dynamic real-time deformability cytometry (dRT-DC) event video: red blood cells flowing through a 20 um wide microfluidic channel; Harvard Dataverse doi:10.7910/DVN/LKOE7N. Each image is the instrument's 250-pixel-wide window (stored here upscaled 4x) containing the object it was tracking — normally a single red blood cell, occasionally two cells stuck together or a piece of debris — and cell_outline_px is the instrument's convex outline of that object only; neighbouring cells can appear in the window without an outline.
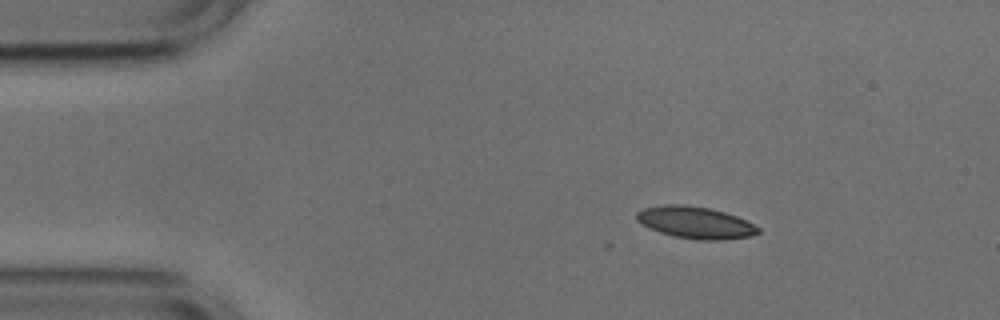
{"species": "common noctule bat (a hibernating species)", "species_latin": "Nyctalus noctula", "temperature_condition": "cold", "stored_images_in_passage": 4, "camera_frame_rate_fps": 3000, "um_per_image_px": 0.085, "animal": {"sex": "male", "body_mass_g": 17.9, "forearm_length_mm": 54.2}, "frame": {"image": 1, "passage_image": 1, "time_ms": 0.0, "image_size_px": [1000, 320], "cell_outline_px": [[760, 232], [752, 236], [724, 240], [700, 240], [676, 236], [660, 232], [648, 228], [640, 224], [636, 220], [636, 212], [644, 208], [664, 204], [684, 204], [712, 208], [736, 216], [760, 228]], "centroid_in_image_um": [59.09, 18.91], "position_along_channel_um": 25.9, "area_um2": 22.72}}